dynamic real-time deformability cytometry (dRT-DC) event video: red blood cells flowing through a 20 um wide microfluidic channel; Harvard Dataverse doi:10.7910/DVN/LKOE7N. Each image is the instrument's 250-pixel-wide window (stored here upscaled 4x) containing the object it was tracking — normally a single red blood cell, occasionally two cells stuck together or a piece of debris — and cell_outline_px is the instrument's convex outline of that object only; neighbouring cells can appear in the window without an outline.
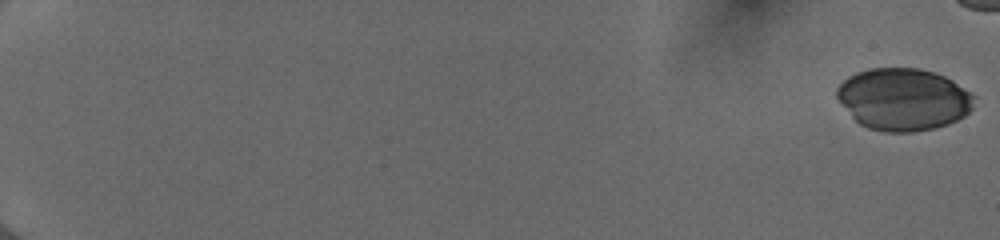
{"species": "human", "species_latin": "Homo sapiens", "temperature_condition": "cold", "stored_images_in_passage": 51, "camera_frame_rate_fps": 3000, "um_per_image_px": 0.085, "donor": {"sex": "female"}, "frame": {"image": 1, "passage_image": 1, "time_ms": 0.0, "image_size_px": [1000, 240], "cell_outline_px": [[976, 96], [972, 108], [964, 116], [948, 124], [932, 128], [912, 132], [884, 132], [868, 128], [860, 124], [852, 116], [836, 96], [836, 88], [848, 76], [856, 72], [872, 68], [916, 68], [932, 72], [944, 76], [952, 80]], "centroid_in_image_um": [76.79, 8.44], "position_along_channel_um": 8.2, "area_um2": 49.48}}
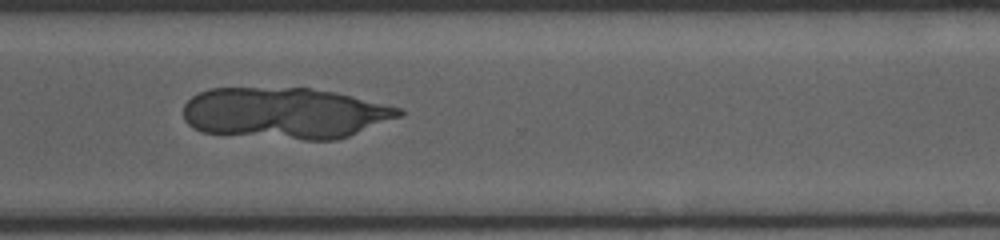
{"frame": {"image": 2, "passage_image": 43, "time_ms": 14.0, "image_size_px": [1000, 240], "cell_outline_px": [[404, 112], [400, 116], [348, 136], [336, 140], [304, 140], [204, 132], [192, 128], [184, 120], [184, 104], [192, 96], [208, 88], [308, 88], [336, 92], [400, 108]], "centroid_in_image_um": [24.18, 9.61], "position_along_channel_um": 346.4, "area_um2": 64.04}}
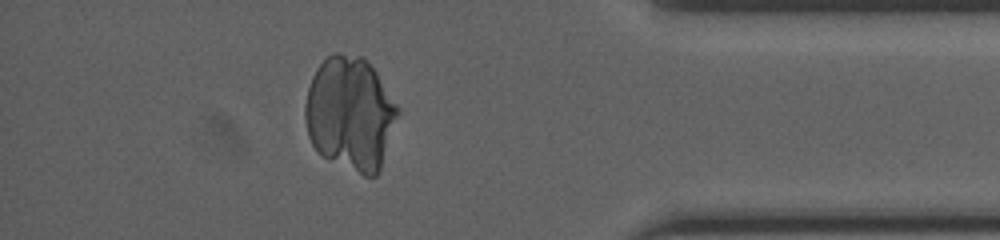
{"frame": {"image": 3, "passage_image": 49, "time_ms": 16.0, "image_size_px": [1000, 240], "cell_outline_px": [[400, 112], [380, 172], [376, 176], [364, 176], [316, 152], [308, 136], [304, 116], [304, 104], [308, 88], [312, 76], [316, 68], [332, 52], [336, 52], [364, 56], [376, 72], [400, 108]], "centroid_in_image_um": [29.78, 9.64], "position_along_channel_um": 405.4, "area_um2": 61.9}}